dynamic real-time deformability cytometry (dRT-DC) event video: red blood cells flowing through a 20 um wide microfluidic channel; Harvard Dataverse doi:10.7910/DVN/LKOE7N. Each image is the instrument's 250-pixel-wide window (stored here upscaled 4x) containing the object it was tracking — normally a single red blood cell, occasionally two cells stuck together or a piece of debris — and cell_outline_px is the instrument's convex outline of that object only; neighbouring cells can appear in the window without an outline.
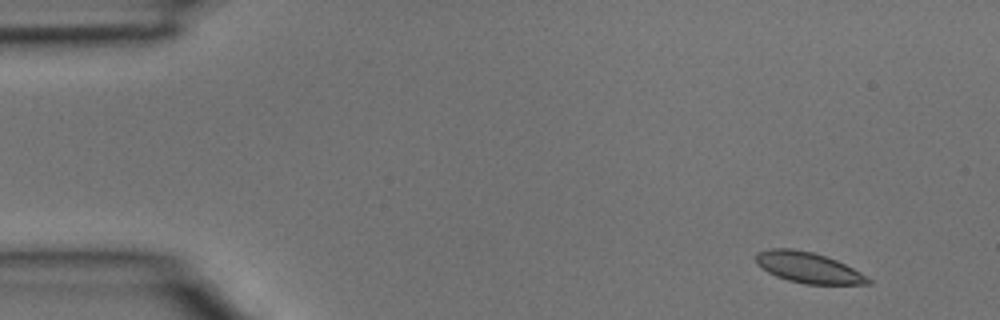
{"species": "common noctule bat (a hibernating species)", "species_latin": "Nyctalus noctula", "temperature_condition": "room temperature", "stored_images_in_passage": 4, "camera_frame_rate_fps": 3000, "um_per_image_px": 0.085, "animal": {"sex": "male", "body_mass_g": 15.6}, "frame": {"image": 1, "passage_image": 1, "time_ms": 0.0, "image_size_px": [1000, 320], "cell_outline_px": [[872, 284], [804, 284], [788, 280], [776, 276], [760, 268], [756, 264], [756, 252], [768, 248], [792, 248], [812, 252], [836, 260], [868, 276], [872, 280]], "centroid_in_image_um": [68.67, 22.74], "position_along_channel_um": 16.3, "area_um2": 20.17}}
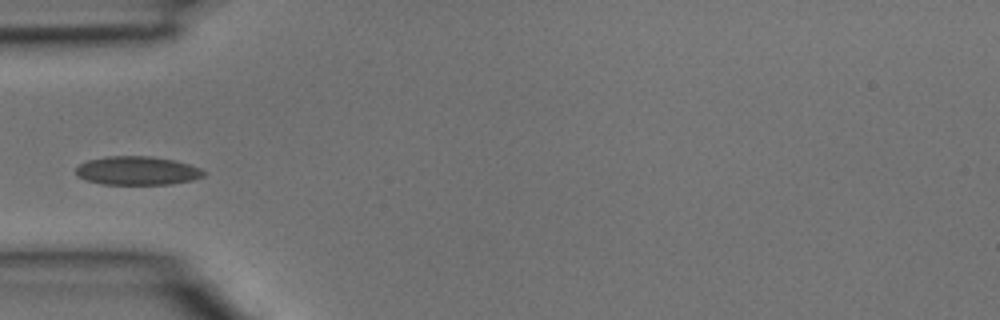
{"frame": {"image": 2, "passage_image": 4, "time_ms": 1.0, "image_size_px": [1000, 320], "cell_outline_px": [[208, 172], [204, 176], [192, 180], [172, 184], [104, 184], [88, 180], [76, 176], [76, 168], [80, 164], [88, 160], [108, 156], [152, 156], [172, 160], [188, 164], [200, 168]], "centroid_in_image_um": [11.69, 14.51], "position_along_channel_um": 73.3, "area_um2": 21.27}}